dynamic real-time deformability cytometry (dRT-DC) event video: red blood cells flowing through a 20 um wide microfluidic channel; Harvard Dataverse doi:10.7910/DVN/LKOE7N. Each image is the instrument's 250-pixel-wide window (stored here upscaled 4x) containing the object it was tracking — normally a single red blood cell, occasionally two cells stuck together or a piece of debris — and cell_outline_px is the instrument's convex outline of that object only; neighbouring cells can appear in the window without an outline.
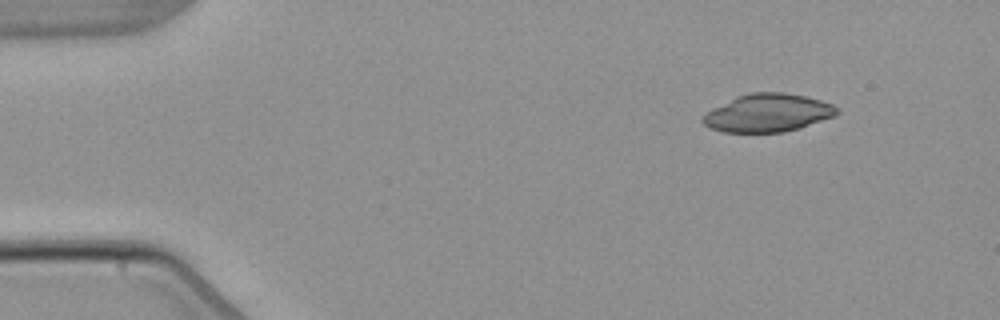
{"species": "common noctule bat (a hibernating species)", "species_latin": "Nyctalus noctula", "temperature_condition": "warm", "stored_images_in_passage": 4, "camera_frame_rate_fps": 3000, "um_per_image_px": 0.085, "animal": {"sex": "male", "body_mass_g": 21.5, "forearm_length_mm": 52.0}, "frame": {"image": 1, "passage_image": 1, "time_ms": 0.0, "image_size_px": [1000, 320], "cell_outline_px": [[840, 112], [836, 116], [800, 128], [784, 132], [724, 132], [708, 128], [700, 120], [712, 108], [736, 96], [752, 92], [784, 92], [804, 96], [820, 100], [832, 104], [840, 108]], "centroid_in_image_um": [65.29, 9.6], "position_along_channel_um": 19.7, "area_um2": 29.88}}